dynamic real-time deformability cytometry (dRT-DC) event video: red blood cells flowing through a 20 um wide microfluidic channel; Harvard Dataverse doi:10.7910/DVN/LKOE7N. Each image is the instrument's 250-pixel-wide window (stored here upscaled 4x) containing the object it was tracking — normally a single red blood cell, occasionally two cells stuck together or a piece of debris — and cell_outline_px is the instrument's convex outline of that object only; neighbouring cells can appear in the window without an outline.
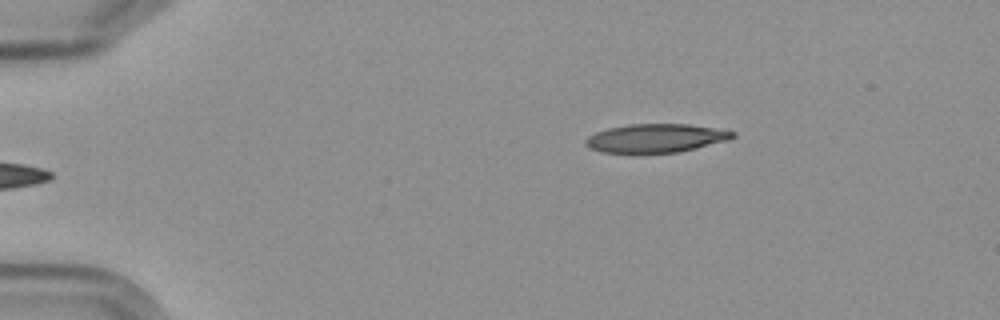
{"species": "Egyptian fruit bat (a non-hibernating species)", "species_latin": "Rousettus aegyptiacus", "temperature_condition": "cold", "stored_images_in_passage": 3, "camera_frame_rate_fps": 3000, "um_per_image_px": 0.085, "frame": {"image": 1, "passage_image": 3, "time_ms": 2.333, "image_size_px": [1000, 320], "cell_outline_px": [[736, 136], [728, 140], [680, 152], [604, 152], [592, 148], [584, 144], [584, 140], [588, 136], [596, 132], [608, 128], [628, 124], [688, 124], [716, 128], [736, 132]], "centroid_in_image_um": [55.77, 11.73], "position_along_channel_um": 29.2, "area_um2": 24.28}}